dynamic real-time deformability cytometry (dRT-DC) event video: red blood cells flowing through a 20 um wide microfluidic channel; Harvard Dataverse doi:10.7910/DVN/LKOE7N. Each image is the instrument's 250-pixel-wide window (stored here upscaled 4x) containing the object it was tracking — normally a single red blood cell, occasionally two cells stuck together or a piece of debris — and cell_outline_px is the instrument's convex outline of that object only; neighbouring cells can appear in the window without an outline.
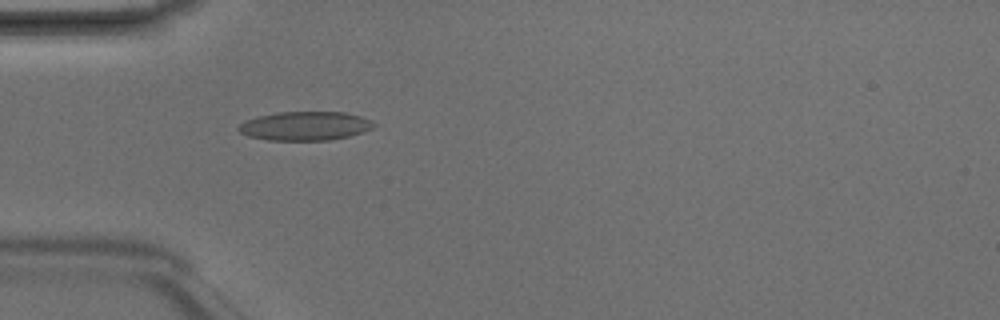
{"species": "Egyptian fruit bat (a non-hibernating species)", "species_latin": "Rousettus aegyptiacus", "temperature_condition": "room temperature", "stored_images_in_passage": 5, "camera_frame_rate_fps": 3000, "um_per_image_px": 0.085, "animal": {"sex": "male"}, "frame": {"image": 1, "passage_image": 5, "time_ms": 1.333, "image_size_px": [1000, 320], "cell_outline_px": [[376, 124], [372, 128], [348, 136], [328, 140], [268, 140], [248, 136], [240, 132], [236, 128], [244, 120], [276, 112], [344, 112], [360, 116], [372, 120]], "centroid_in_image_um": [25.9, 10.7], "position_along_channel_um": 59.1, "area_um2": 22.66}}